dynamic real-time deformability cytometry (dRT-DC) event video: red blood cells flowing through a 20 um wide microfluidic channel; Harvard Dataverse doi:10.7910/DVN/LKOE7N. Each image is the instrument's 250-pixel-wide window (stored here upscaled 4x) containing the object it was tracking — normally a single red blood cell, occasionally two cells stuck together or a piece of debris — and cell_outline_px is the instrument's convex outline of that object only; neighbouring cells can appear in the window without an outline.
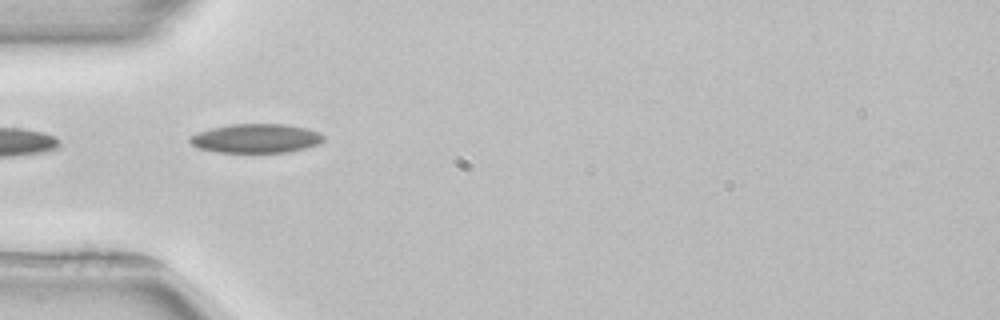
{"species": "common noctule bat (a hibernating species)", "species_latin": "Nyctalus noctula", "temperature_condition": "room temperature", "stored_images_in_passage": 5, "camera_frame_rate_fps": 3000, "um_per_image_px": 0.085, "animal": {"sex": "female", "body_mass_g": 22.7, "forearm_length_mm": 54.2}, "frame": {"image": 1, "passage_image": 4, "time_ms": 4.0, "image_size_px": [1000, 320], "cell_outline_px": [[324, 140], [320, 144], [288, 152], [216, 152], [200, 148], [192, 144], [188, 140], [188, 136], [212, 128], [232, 124], [288, 124], [308, 128], [320, 132], [324, 136]], "centroid_in_image_um": [21.8, 11.75], "position_along_channel_um": 63.2, "area_um2": 22.66}}